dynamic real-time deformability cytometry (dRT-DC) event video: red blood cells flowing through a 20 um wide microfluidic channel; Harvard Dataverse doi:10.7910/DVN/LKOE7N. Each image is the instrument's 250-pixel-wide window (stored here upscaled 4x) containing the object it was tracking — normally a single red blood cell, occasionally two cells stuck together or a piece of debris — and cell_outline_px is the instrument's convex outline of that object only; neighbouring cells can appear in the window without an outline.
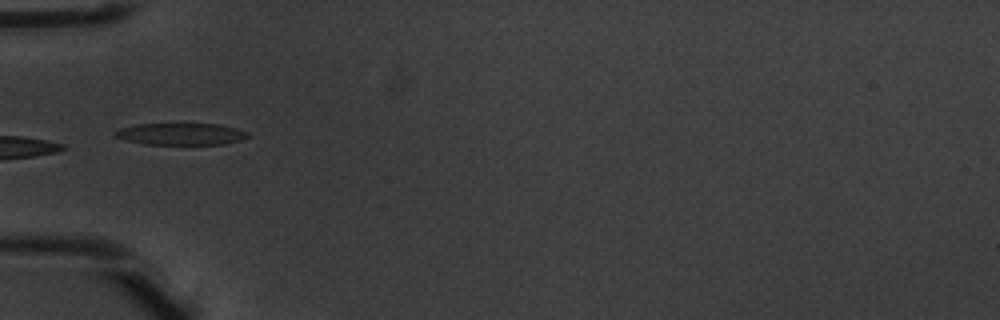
{"species": "common noctule bat (a hibernating species)", "species_latin": "Nyctalus noctula", "temperature_condition": "warm", "stored_images_in_passage": 6, "camera_frame_rate_fps": 3000, "um_per_image_px": 0.085, "animal": {"sex": "male", "body_mass_g": 20.1, "forearm_length_mm": 53.5}, "frame": {"image": 1, "passage_image": 5, "time_ms": 1.333, "image_size_px": [1000, 320], "cell_outline_px": [[248, 136], [240, 140], [224, 144], [144, 144], [128, 140], [116, 136], [112, 132], [120, 128], [136, 124], [220, 124], [236, 128], [248, 132]], "centroid_in_image_um": [15.38, 11.38], "position_along_channel_um": 69.6, "area_um2": 16.7}}